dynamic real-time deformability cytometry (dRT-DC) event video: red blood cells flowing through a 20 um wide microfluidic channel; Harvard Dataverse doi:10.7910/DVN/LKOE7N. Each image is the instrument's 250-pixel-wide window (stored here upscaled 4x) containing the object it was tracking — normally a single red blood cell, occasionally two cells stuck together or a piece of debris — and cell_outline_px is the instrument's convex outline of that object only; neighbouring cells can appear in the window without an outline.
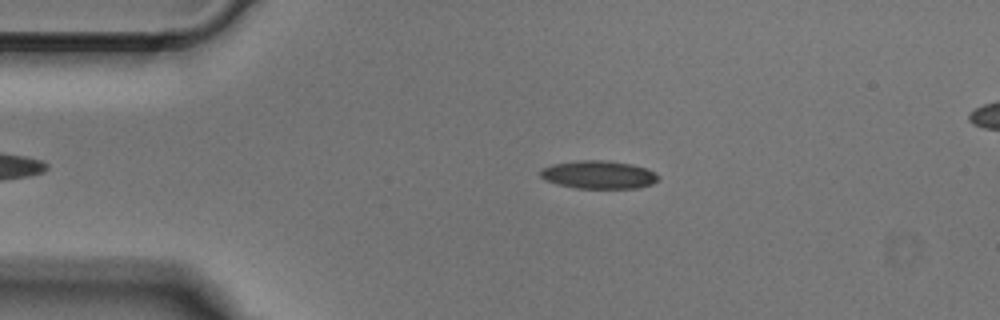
{"species": "Egyptian fruit bat (a non-hibernating species)", "species_latin": "Rousettus aegyptiacus", "temperature_condition": "cold", "stored_images_in_passage": 38, "camera_frame_rate_fps": 3000, "um_per_image_px": 0.085, "animal": {"sex": "male"}, "frame": {"image": 1, "passage_image": 4, "time_ms": 1.0, "image_size_px": [1000, 320], "cell_outline_px": [[660, 180], [652, 184], [636, 188], [576, 188], [556, 184], [544, 180], [540, 176], [540, 172], [544, 168], [552, 164], [576, 160], [604, 160], [632, 164], [648, 168], [656, 172], [660, 176]], "centroid_in_image_um": [50.92, 14.85], "position_along_channel_um": 34.1, "area_um2": 19.54}}
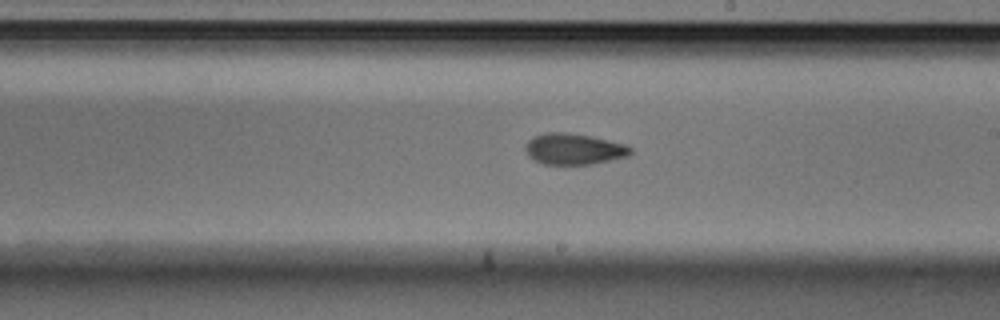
{"frame": {"image": 2, "passage_image": 22, "time_ms": 7.0, "image_size_px": [1000, 320], "cell_outline_px": [[632, 152], [628, 156], [592, 164], [544, 164], [528, 156], [524, 148], [524, 144], [532, 136], [548, 132], [564, 132], [592, 136], [624, 144], [632, 148]], "centroid_in_image_um": [48.75, 12.66], "position_along_channel_um": 240.3, "area_um2": 19.07}}
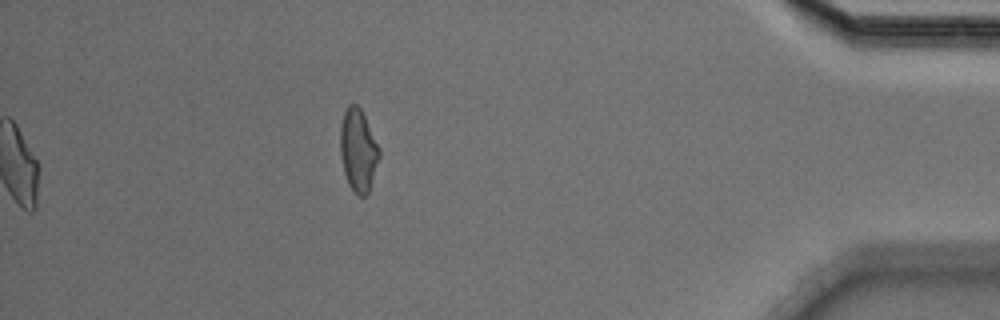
{"frame": {"image": 3, "passage_image": 38, "time_ms": 12.333, "image_size_px": [1000, 320], "cell_outline_px": [[380, 156], [368, 196], [356, 196], [348, 184], [344, 172], [340, 156], [340, 124], [344, 112], [348, 104], [356, 104], [360, 108], [380, 148]], "centroid_in_image_um": [30.44, 12.81], "position_along_channel_um": 404.8, "area_um2": 19.02}}